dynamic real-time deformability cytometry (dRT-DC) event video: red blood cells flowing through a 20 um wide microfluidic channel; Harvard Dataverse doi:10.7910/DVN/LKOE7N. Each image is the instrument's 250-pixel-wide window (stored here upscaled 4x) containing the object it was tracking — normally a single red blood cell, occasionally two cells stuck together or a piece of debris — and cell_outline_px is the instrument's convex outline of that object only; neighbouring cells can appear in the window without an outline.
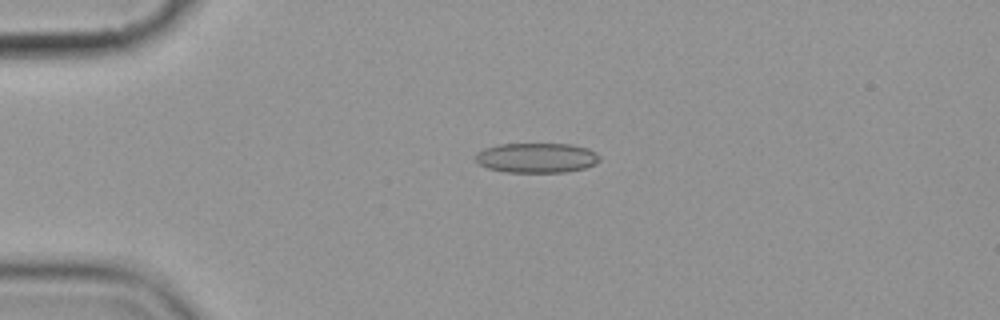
{"species": "common noctule bat (a hibernating species)", "species_latin": "Nyctalus noctula", "temperature_condition": "cold", "stored_images_in_passage": 5, "camera_frame_rate_fps": 3000, "um_per_image_px": 0.085, "animal": {"sex": "female", "body_mass_g": 19.9}, "frame": {"image": 1, "passage_image": 4, "time_ms": 4.333, "image_size_px": [1000, 320], "cell_outline_px": [[600, 160], [596, 164], [584, 168], [568, 172], [504, 172], [488, 168], [480, 164], [476, 160], [476, 152], [484, 148], [496, 144], [572, 144], [588, 148], [596, 152], [600, 156]], "centroid_in_image_um": [45.63, 13.41], "position_along_channel_um": 39.4, "area_um2": 21.79}}